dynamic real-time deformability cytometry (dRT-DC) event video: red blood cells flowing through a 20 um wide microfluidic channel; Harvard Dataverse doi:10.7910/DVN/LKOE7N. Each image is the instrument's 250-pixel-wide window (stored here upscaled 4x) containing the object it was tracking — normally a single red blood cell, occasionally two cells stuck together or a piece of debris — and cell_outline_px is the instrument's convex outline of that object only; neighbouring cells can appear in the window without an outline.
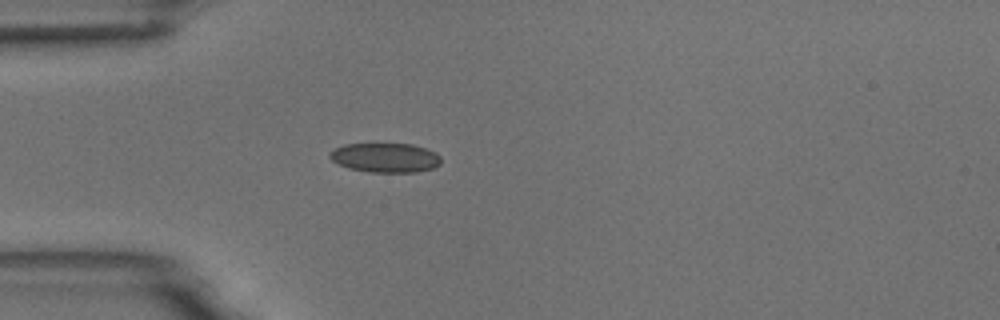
{"species": "common noctule bat (a hibernating species)", "species_latin": "Nyctalus noctula", "temperature_condition": "room temperature", "stored_images_in_passage": 3, "camera_frame_rate_fps": 3000, "um_per_image_px": 0.085, "animal": {"sex": "male", "body_mass_g": 18.8}, "frame": {"image": 1, "passage_image": 3, "time_ms": 2.333, "image_size_px": [1000, 320], "cell_outline_px": [[440, 164], [432, 168], [416, 172], [368, 172], [348, 168], [332, 160], [328, 156], [328, 152], [344, 144], [372, 140], [412, 144], [436, 152], [440, 156]], "centroid_in_image_um": [32.7, 13.34], "position_along_channel_um": 52.3, "area_um2": 20.0}}